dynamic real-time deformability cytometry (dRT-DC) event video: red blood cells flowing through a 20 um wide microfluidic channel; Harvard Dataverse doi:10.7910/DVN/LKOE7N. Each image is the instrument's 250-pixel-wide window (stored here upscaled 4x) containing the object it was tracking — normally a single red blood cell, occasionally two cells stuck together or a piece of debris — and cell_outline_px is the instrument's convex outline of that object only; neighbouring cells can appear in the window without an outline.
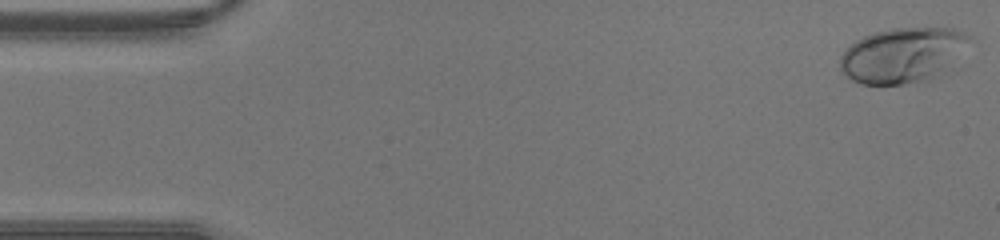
{"species": "human", "species_latin": "Homo sapiens", "temperature_condition": "warm", "stored_images_in_passage": 43, "camera_frame_rate_fps": 3000, "um_per_image_px": 0.085, "donor": {"sex": "male"}, "frame": {"image": 1, "passage_image": 1, "time_ms": 0.0, "image_size_px": [1000, 240], "cell_outline_px": [[972, 36], [928, 80], [904, 84], [864, 84], [852, 80], [840, 68], [840, 56], [856, 40], [872, 32], [892, 28], [952, 28], [964, 32]], "centroid_in_image_um": [76.57, 4.66], "position_along_channel_um": 8.4, "area_um2": 39.71}}
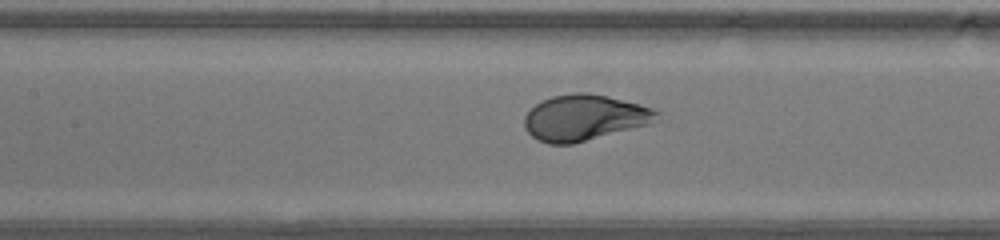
{"frame": {"image": 2, "passage_image": 19, "time_ms": 6.0, "image_size_px": [1000, 240], "cell_outline_px": [[660, 112], [648, 124], [572, 144], [548, 144], [536, 140], [524, 128], [524, 116], [536, 104], [552, 96], [576, 92], [588, 92], [640, 104], [652, 108]], "centroid_in_image_um": [49.61, 10.0], "position_along_channel_um": 157.8, "area_um2": 34.97}}
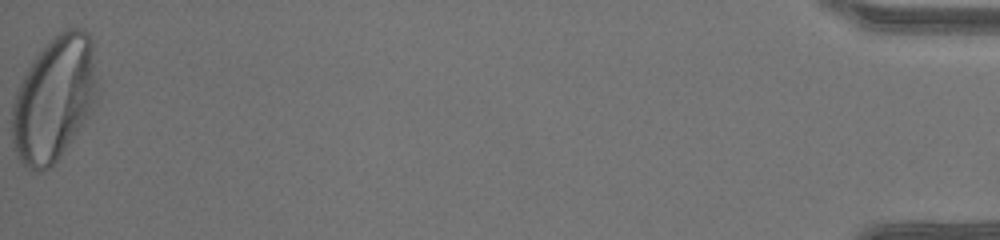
{"frame": {"image": 3, "passage_image": 43, "time_ms": 14.0, "image_size_px": [1000, 240], "cell_outline_px": [[96, 104], [88, 116], [60, 156], [48, 168], [40, 172], [36, 172], [28, 168], [16, 156], [12, 140], [12, 104], [16, 92], [28, 68], [36, 56], [60, 32], [68, 28], [84, 28], [88, 32], [92, 40], [96, 84]], "centroid_in_image_um": [4.59, 8.42], "position_along_channel_um": 430.6, "area_um2": 61.21}}